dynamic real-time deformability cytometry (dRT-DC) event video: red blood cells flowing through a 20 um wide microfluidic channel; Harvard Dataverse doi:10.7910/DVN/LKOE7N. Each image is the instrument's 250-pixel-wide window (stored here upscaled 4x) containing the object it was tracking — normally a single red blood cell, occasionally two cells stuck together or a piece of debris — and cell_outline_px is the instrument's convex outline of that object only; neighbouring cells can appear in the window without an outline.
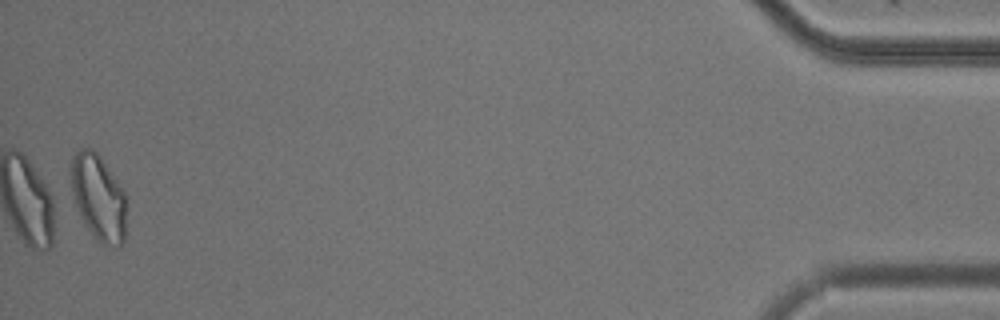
{"species": "common noctule bat (a hibernating species)", "species_latin": "Nyctalus noctula", "temperature_condition": "cold", "stored_images_in_passage": 52, "camera_frame_rate_fps": 3000, "um_per_image_px": 0.085, "animal": {"sex": "male", "body_mass_g": 20.5, "forearm_length_mm": 52.5}, "frame": {"image": 1, "passage_image": 52, "time_ms": 17.0, "image_size_px": [1000, 320], "cell_outline_px": [[128, 196], [124, 244], [120, 248], [116, 248], [100, 244], [92, 236], [84, 224], [80, 216], [72, 192], [68, 172], [68, 164], [72, 156], [80, 148], [92, 148], [100, 156]], "centroid_in_image_um": [8.37, 16.81], "position_along_channel_um": 426.8, "area_um2": 29.02}, "authors_computed_cell_mechanics": {"area_um2": 21.9929, "velocity_mm_per_s": 3.7356, "shape_relaxation_time_tau1_ms": null, "shape_relaxation_time_tau2_ms": 4.0116, "deformation_change_tau1": null, "deformation_change_tau2": 0.1191}}